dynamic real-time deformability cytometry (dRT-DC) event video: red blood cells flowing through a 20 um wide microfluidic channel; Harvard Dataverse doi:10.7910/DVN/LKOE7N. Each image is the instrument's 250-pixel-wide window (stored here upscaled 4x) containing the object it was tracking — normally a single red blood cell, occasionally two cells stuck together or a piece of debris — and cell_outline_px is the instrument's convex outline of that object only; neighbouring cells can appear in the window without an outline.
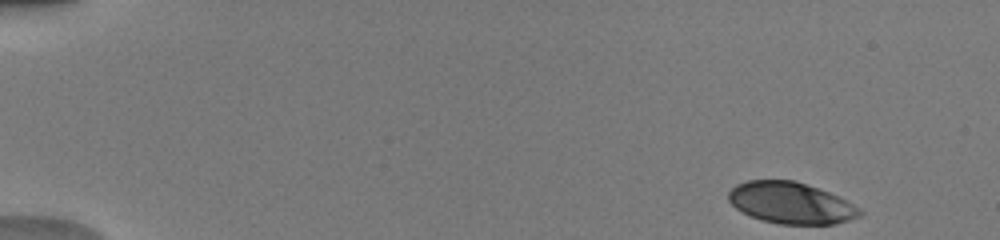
{"species": "human", "species_latin": "Homo sapiens", "temperature_condition": "warm", "stored_images_in_passage": 47, "camera_frame_rate_fps": 3000, "um_per_image_px": 0.085, "donor": {"sex": "male"}, "frame": {"image": 1, "passage_image": 1, "time_ms": 0.0, "image_size_px": [1000, 240], "cell_outline_px": [[864, 212], [860, 216], [836, 224], [780, 224], [764, 220], [752, 216], [736, 208], [728, 200], [728, 192], [736, 184], [748, 180], [792, 180], [828, 192], [860, 208]], "centroid_in_image_um": [67.21, 17.25], "position_along_channel_um": 17.8, "area_um2": 31.27}}
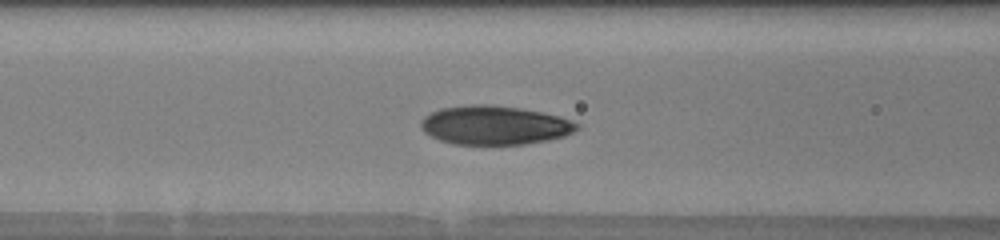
{"frame": {"image": 2, "passage_image": 19, "time_ms": 6.0, "image_size_px": [1000, 240], "cell_outline_px": [[580, 128], [564, 136], [548, 140], [524, 144], [452, 144], [440, 140], [424, 132], [420, 128], [420, 120], [424, 116], [440, 108], [472, 104], [488, 104], [520, 108], [560, 116], [572, 120], [580, 124]], "centroid_in_image_um": [42.03, 10.64], "position_along_channel_um": 124.6, "area_um2": 35.49}}
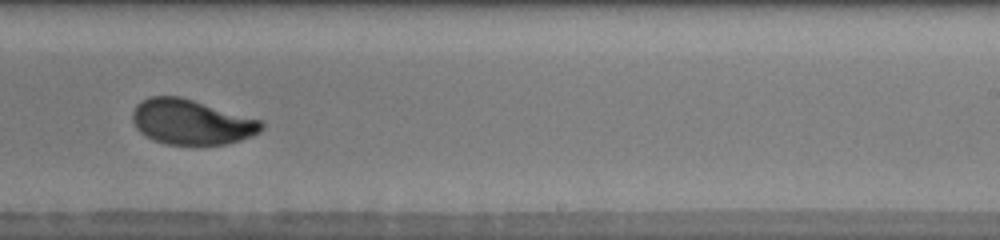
{"frame": {"image": 3, "passage_image": 30, "time_ms": 9.667, "image_size_px": [1000, 240], "cell_outline_px": [[264, 128], [260, 132], [252, 136], [240, 140], [224, 144], [164, 144], [152, 140], [140, 132], [136, 128], [132, 120], [132, 112], [136, 104], [140, 100], [148, 96], [180, 96], [264, 120]], "centroid_in_image_um": [16.27, 10.36], "position_along_channel_um": 272.7, "area_um2": 34.28}, "authors_computed_cell_mechanics": {"area_um2": 34.0442, "velocity_mm_per_s": 4.0511, "shape_relaxation_time_tau1_ms": 3.507, "shape_relaxation_time_tau2_ms": 0.8464, "deformation_change_tau1": 0.1672, "deformation_change_tau2": 0.0542}}